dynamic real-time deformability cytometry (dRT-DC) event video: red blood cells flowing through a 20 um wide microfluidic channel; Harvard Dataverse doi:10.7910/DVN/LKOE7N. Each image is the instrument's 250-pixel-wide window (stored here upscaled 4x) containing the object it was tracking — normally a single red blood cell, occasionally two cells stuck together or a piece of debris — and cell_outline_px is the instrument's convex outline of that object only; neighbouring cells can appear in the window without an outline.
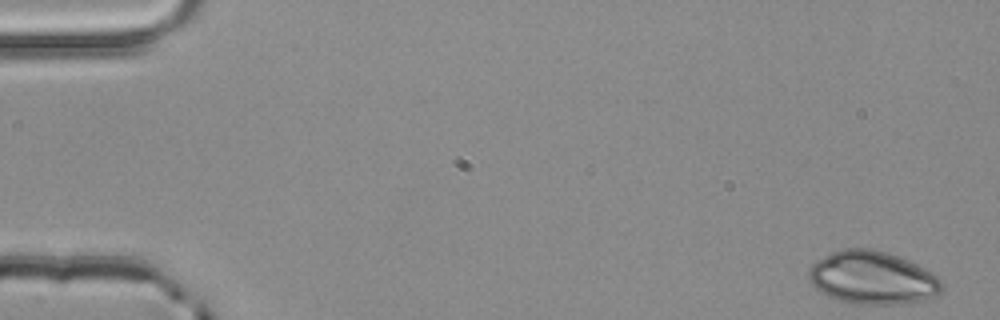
{"species": "common noctule bat (a hibernating species)", "species_latin": "Nyctalus noctula", "temperature_condition": "room temperature", "stored_images_in_passage": 3, "camera_frame_rate_fps": 3000, "um_per_image_px": 0.085, "animal": {"sex": "male", "body_mass_g": 20.4}, "frame": {"image": 1, "passage_image": 1, "time_ms": 0.0, "image_size_px": [1000, 320], "cell_outline_px": [[944, 288], [936, 296], [924, 300], [900, 304], [852, 304], [836, 300], [828, 296], [816, 288], [808, 280], [808, 268], [816, 260], [840, 248], [872, 248], [908, 260], [924, 268], [936, 276], [940, 280]], "centroid_in_image_um": [74.13, 23.62], "position_along_channel_um": 10.9, "area_um2": 41.33}}